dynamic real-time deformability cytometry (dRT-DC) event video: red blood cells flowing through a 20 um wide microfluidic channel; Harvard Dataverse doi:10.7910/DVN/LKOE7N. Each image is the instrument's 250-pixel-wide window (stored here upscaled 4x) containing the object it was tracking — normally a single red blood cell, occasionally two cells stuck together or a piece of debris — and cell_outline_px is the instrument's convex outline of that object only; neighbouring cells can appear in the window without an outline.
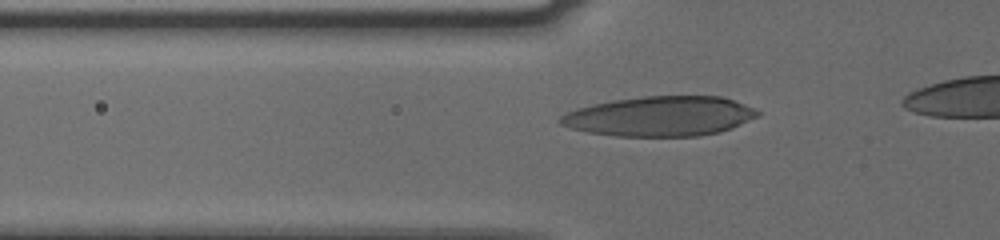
{"species": "human", "species_latin": "Homo sapiens", "temperature_condition": "cold", "stored_images_in_passage": 35, "camera_frame_rate_fps": 3000, "um_per_image_px": 0.085, "donor": {"sex": "male"}, "frame": {"image": 1, "passage_image": 6, "time_ms": 1.667, "image_size_px": [1000, 240], "cell_outline_px": [[760, 116], [732, 128], [720, 132], [696, 136], [616, 136], [588, 132], [572, 128], [560, 124], [556, 120], [560, 116], [576, 108], [592, 104], [612, 100], [644, 96], [720, 96], [744, 104], [760, 112]], "centroid_in_image_um": [56.09, 9.88], "position_along_channel_um": 69.7, "area_um2": 45.84}}
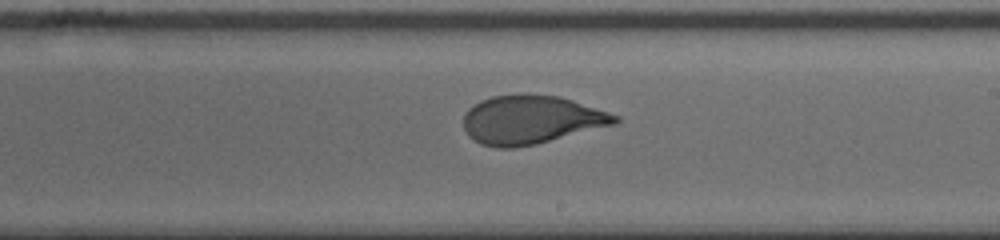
{"frame": {"image": 2, "passage_image": 20, "time_ms": 6.333, "image_size_px": [1000, 240], "cell_outline_px": [[620, 120], [616, 124], [536, 144], [516, 148], [496, 148], [480, 144], [472, 140], [468, 136], [464, 128], [464, 112], [468, 108], [480, 100], [492, 96], [520, 92], [560, 96], [620, 116]], "centroid_in_image_um": [45.11, 10.16], "position_along_channel_um": 243.9, "area_um2": 43.52}}
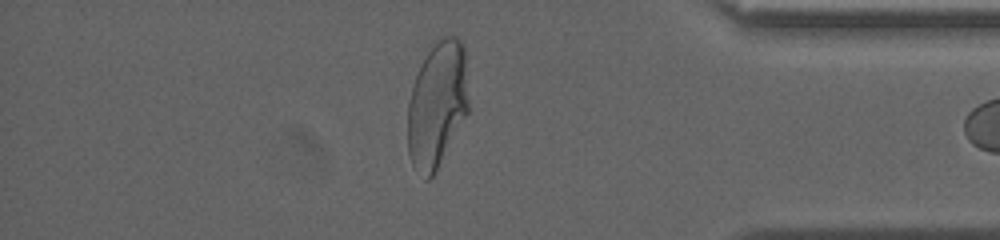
{"frame": {"image": 3, "passage_image": 34, "time_ms": 11.0, "image_size_px": [1000, 240], "cell_outline_px": [[468, 112], [436, 172], [428, 180], [424, 180], [412, 164], [408, 152], [408, 100], [420, 64], [436, 40], [440, 36], [456, 36], [464, 44], [468, 100]], "centroid_in_image_um": [37.15, 8.89], "position_along_channel_um": 398.0, "area_um2": 44.91}}